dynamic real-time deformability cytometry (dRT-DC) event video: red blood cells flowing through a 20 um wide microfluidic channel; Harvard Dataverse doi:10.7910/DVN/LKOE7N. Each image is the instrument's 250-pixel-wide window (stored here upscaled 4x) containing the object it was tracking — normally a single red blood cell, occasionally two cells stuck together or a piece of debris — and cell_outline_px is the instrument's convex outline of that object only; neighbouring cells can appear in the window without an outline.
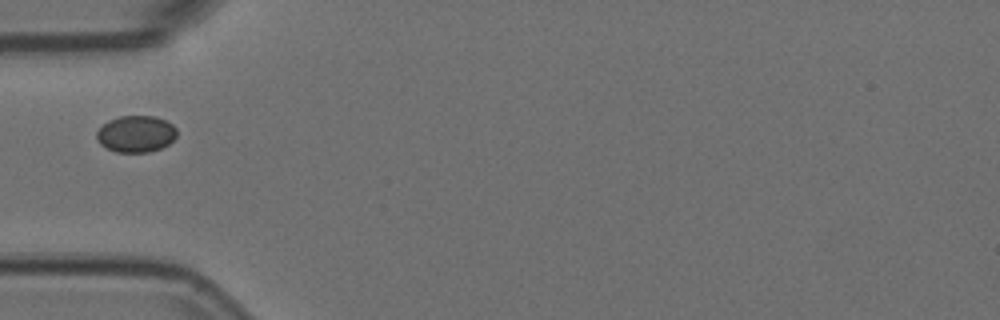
{"species": "Egyptian fruit bat (a non-hibernating species)", "species_latin": "Rousettus aegyptiacus", "temperature_condition": "room temperature", "stored_images_in_passage": 4, "camera_frame_rate_fps": 3000, "um_per_image_px": 0.085, "animal": {"sex": "female"}, "frame": {"image": 1, "passage_image": 4, "time_ms": 1.0, "image_size_px": [1000, 320], "cell_outline_px": [[176, 136], [168, 144], [160, 148], [148, 152], [116, 152], [100, 144], [96, 140], [96, 132], [108, 120], [120, 116], [156, 116], [172, 124], [176, 128]], "centroid_in_image_um": [11.54, 11.38], "position_along_channel_um": 73.5, "area_um2": 17.05}}